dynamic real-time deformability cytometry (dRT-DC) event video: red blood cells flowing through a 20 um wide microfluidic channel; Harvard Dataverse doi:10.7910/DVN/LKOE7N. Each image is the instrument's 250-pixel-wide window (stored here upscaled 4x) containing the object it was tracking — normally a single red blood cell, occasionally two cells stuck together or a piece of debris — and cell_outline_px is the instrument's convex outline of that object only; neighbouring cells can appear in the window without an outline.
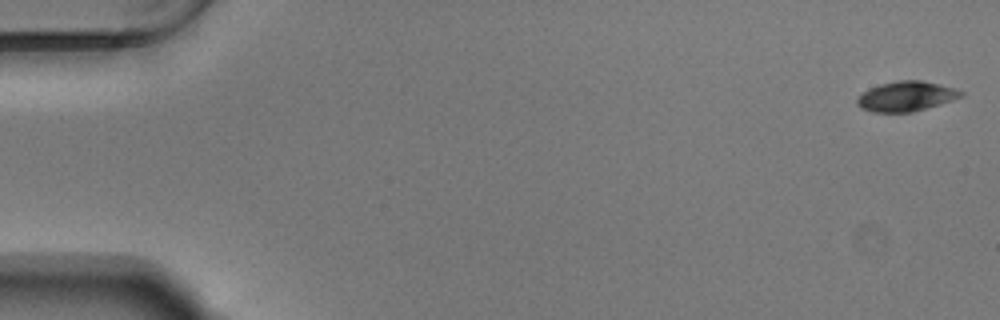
{"species": "Egyptian fruit bat (a non-hibernating species)", "species_latin": "Rousettus aegyptiacus", "temperature_condition": "warm", "stored_images_in_passage": 55, "camera_frame_rate_fps": 3000, "um_per_image_px": 0.085, "animal": {"sex": "male"}, "frame": {"image": 1, "passage_image": 1, "time_ms": 0.0, "image_size_px": [1000, 320], "cell_outline_px": [[964, 96], [940, 104], [912, 112], [872, 112], [860, 108], [856, 104], [856, 96], [868, 88], [880, 84], [896, 80], [920, 80], [940, 84], [956, 88], [964, 92]], "centroid_in_image_um": [76.99, 8.18], "position_along_channel_um": 8.0, "area_um2": 18.38}}
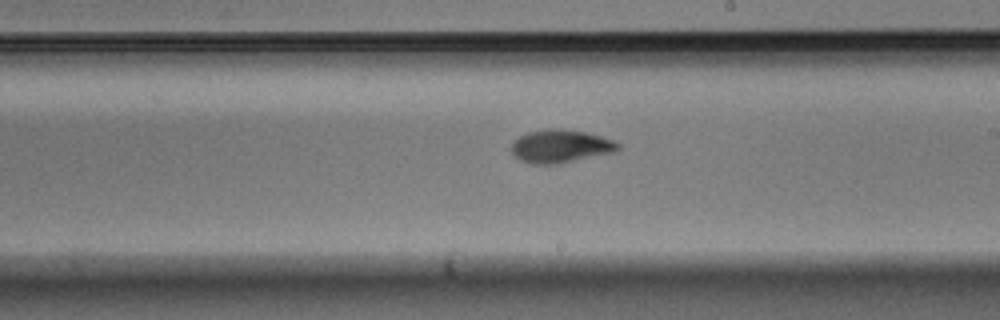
{"frame": {"image": 2, "passage_image": 32, "time_ms": 10.333, "image_size_px": [1000, 320], "cell_outline_px": [[620, 148], [612, 152], [556, 164], [532, 164], [520, 160], [512, 156], [512, 144], [520, 136], [528, 132], [552, 128], [560, 128], [588, 132], [612, 140], [620, 144]], "centroid_in_image_um": [47.62, 12.42], "position_along_channel_um": 241.4, "area_um2": 20.35}}
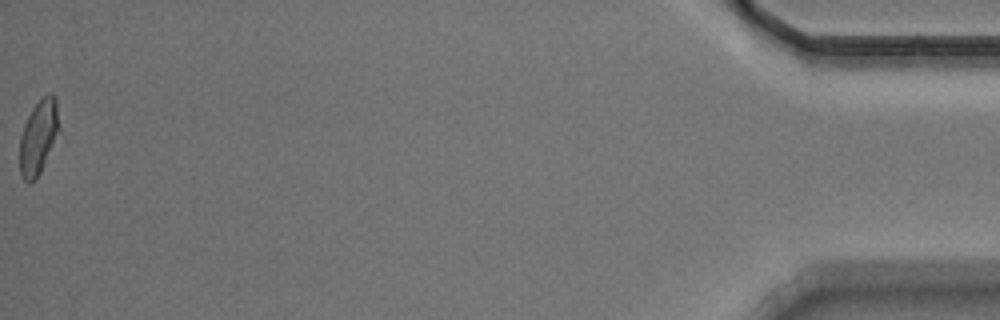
{"frame": {"image": 3, "passage_image": 55, "time_ms": 18.0, "image_size_px": [1000, 320], "cell_outline_px": [[60, 128], [44, 164], [40, 172], [28, 184], [20, 176], [20, 136], [24, 124], [32, 108], [48, 92], [52, 92], [56, 96]], "centroid_in_image_um": [3.27, 11.6], "position_along_channel_um": 431.9, "area_um2": 16.94}, "authors_computed_cell_mechanics": {"area_um2": 19.0162, "velocity_mm_per_s": 3.7318, "shape_relaxation_time_tau1_ms": 2.8017, "shape_relaxation_time_tau2_ms": 3.0812, "deformation_change_tau1": 0.1298, "deformation_change_tau2": 0.0817}}